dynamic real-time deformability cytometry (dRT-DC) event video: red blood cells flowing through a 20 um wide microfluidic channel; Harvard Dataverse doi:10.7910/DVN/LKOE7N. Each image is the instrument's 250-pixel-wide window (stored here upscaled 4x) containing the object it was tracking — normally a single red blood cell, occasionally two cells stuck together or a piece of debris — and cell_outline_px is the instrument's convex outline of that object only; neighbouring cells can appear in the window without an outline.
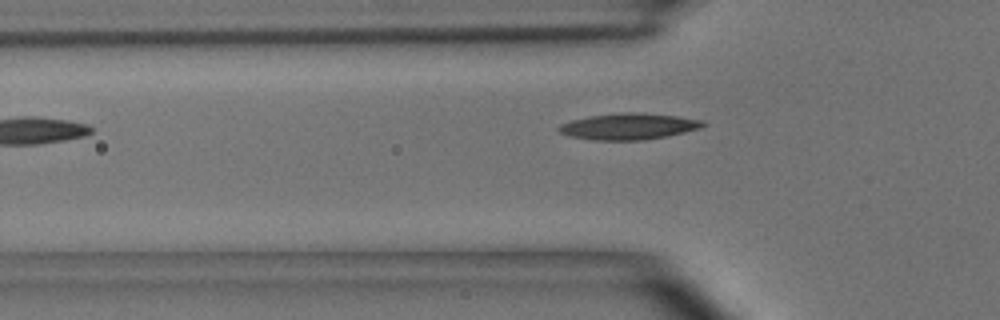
{"species": "common noctule bat (a hibernating species)", "species_latin": "Nyctalus noctula", "temperature_condition": "room temperature", "stored_images_in_passage": 6, "camera_frame_rate_fps": 3000, "um_per_image_px": 0.085, "animal": {"sex": "male", "body_mass_g": 15.6}, "frame": {"image": 1, "passage_image": 5, "time_ms": 4.667, "image_size_px": [1000, 320], "cell_outline_px": [[708, 124], [700, 128], [668, 136], [644, 140], [596, 140], [568, 136], [560, 132], [556, 128], [560, 124], [572, 120], [588, 116], [620, 112], [636, 112], [676, 116], [704, 120]], "centroid_in_image_um": [53.44, 10.74], "position_along_channel_um": 72.4, "area_um2": 22.2}}
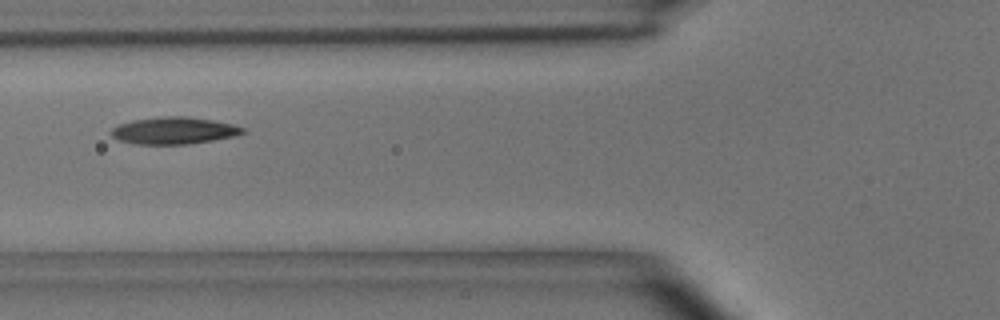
{"frame": {"image": 2, "passage_image": 6, "time_ms": 5.667, "image_size_px": [1000, 320], "cell_outline_px": [[248, 132], [236, 136], [188, 144], [132, 144], [120, 140], [112, 136], [112, 128], [120, 124], [132, 120], [164, 116], [184, 116], [212, 120], [232, 124], [244, 128]], "centroid_in_image_um": [14.81, 11.1], "position_along_channel_um": 111.0, "area_um2": 20.63}}